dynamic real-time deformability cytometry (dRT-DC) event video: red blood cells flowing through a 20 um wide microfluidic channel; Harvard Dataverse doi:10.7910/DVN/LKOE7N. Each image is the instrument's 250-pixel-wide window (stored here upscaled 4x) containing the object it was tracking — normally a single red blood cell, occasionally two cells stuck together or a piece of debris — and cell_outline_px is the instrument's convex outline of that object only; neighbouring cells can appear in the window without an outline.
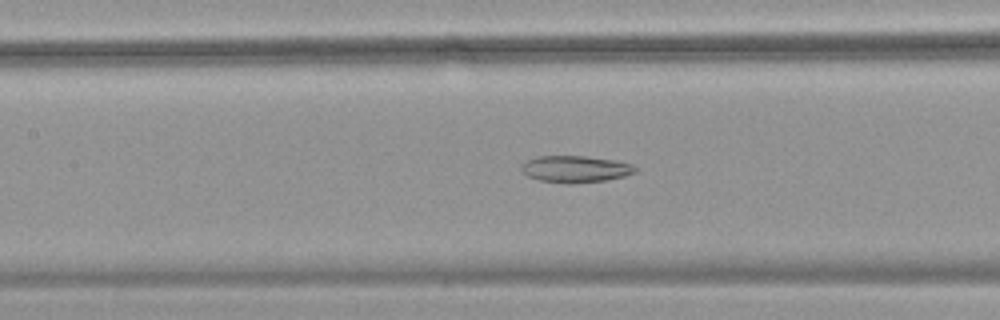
{"species": "common noctule bat (a hibernating species)", "species_latin": "Nyctalus noctula", "temperature_condition": "warm", "stored_images_in_passage": 31, "camera_frame_rate_fps": 3000, "um_per_image_px": 0.085, "animal": {"sex": "female", "body_mass_g": 18.4}, "frame": {"image": 1, "passage_image": 10, "time_ms": 3.0, "image_size_px": [1000, 320], "cell_outline_px": [[636, 172], [624, 176], [608, 180], [572, 184], [568, 184], [540, 180], [528, 176], [520, 168], [520, 164], [524, 160], [536, 156], [584, 156], [616, 160], [632, 164], [636, 168]], "centroid_in_image_um": [48.88, 14.36], "position_along_channel_um": 158.5, "area_um2": 17.98}}
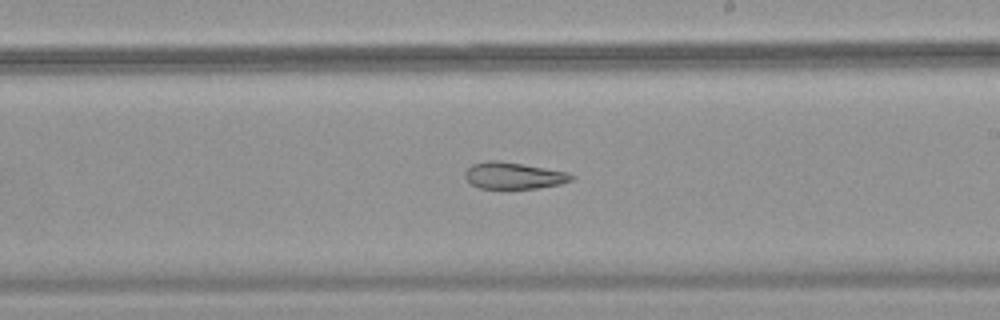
{"frame": {"image": 2, "passage_image": 17, "time_ms": 5.333, "image_size_px": [1000, 320], "cell_outline_px": [[576, 176], [572, 180], [560, 184], [540, 188], [480, 188], [472, 184], [464, 176], [464, 172], [472, 164], [488, 160], [500, 160], [568, 172]], "centroid_in_image_um": [43.67, 14.92], "position_along_channel_um": 245.3, "area_um2": 16.53}}
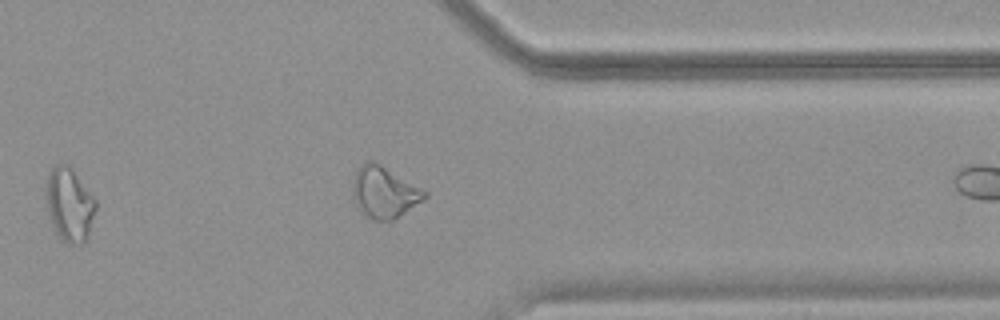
{"frame": {"image": 3, "passage_image": 28, "time_ms": 9.0, "image_size_px": [1000, 320], "cell_outline_px": [[96, 208], [88, 236], [84, 244], [68, 244], [56, 232], [48, 216], [48, 176], [52, 168], [56, 164], [68, 164], [72, 168], [96, 200]], "centroid_in_image_um": [5.94, 17.41], "position_along_channel_um": 405.5, "area_um2": 20.87}}